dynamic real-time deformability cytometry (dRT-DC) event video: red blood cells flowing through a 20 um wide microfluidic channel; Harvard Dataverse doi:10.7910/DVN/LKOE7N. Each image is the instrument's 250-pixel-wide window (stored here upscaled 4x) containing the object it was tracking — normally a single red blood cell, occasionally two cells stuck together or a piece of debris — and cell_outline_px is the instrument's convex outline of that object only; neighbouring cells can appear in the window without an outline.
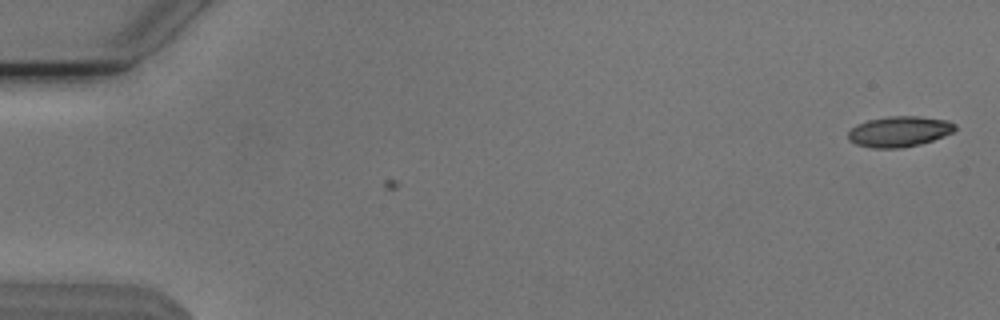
{"species": "Egyptian fruit bat (a non-hibernating species)", "species_latin": "Rousettus aegyptiacus", "temperature_condition": "cold", "stored_images_in_passage": 3, "camera_frame_rate_fps": 3000, "um_per_image_px": 0.085, "animal": {"sex": "male"}, "frame": {"image": 1, "passage_image": 3, "time_ms": 0.667, "image_size_px": [1000, 320], "cell_outline_px": [[956, 128], [952, 132], [944, 136], [920, 144], [904, 148], [872, 148], [856, 144], [848, 140], [848, 132], [856, 124], [868, 120], [888, 116], [916, 116], [948, 120], [956, 124]], "centroid_in_image_um": [76.43, 11.18], "position_along_channel_um": 8.6, "area_um2": 19.13}}